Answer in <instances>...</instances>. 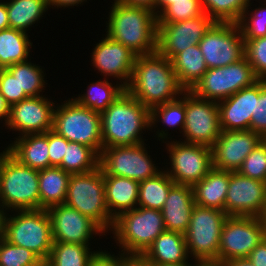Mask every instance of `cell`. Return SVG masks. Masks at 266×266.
<instances>
[{
	"mask_svg": "<svg viewBox=\"0 0 266 266\" xmlns=\"http://www.w3.org/2000/svg\"><path fill=\"white\" fill-rule=\"evenodd\" d=\"M126 91L149 110L180 97L179 84L171 61L158 52L137 56Z\"/></svg>",
	"mask_w": 266,
	"mask_h": 266,
	"instance_id": "cell-1",
	"label": "cell"
},
{
	"mask_svg": "<svg viewBox=\"0 0 266 266\" xmlns=\"http://www.w3.org/2000/svg\"><path fill=\"white\" fill-rule=\"evenodd\" d=\"M113 1L106 18V35L137 56L156 53L158 25L154 11Z\"/></svg>",
	"mask_w": 266,
	"mask_h": 266,
	"instance_id": "cell-2",
	"label": "cell"
},
{
	"mask_svg": "<svg viewBox=\"0 0 266 266\" xmlns=\"http://www.w3.org/2000/svg\"><path fill=\"white\" fill-rule=\"evenodd\" d=\"M100 117L103 148L143 143L150 131V110L126 90Z\"/></svg>",
	"mask_w": 266,
	"mask_h": 266,
	"instance_id": "cell-3",
	"label": "cell"
},
{
	"mask_svg": "<svg viewBox=\"0 0 266 266\" xmlns=\"http://www.w3.org/2000/svg\"><path fill=\"white\" fill-rule=\"evenodd\" d=\"M164 231L166 229L160 210L137 206L120 213L114 219L110 233L119 252L140 257Z\"/></svg>",
	"mask_w": 266,
	"mask_h": 266,
	"instance_id": "cell-4",
	"label": "cell"
},
{
	"mask_svg": "<svg viewBox=\"0 0 266 266\" xmlns=\"http://www.w3.org/2000/svg\"><path fill=\"white\" fill-rule=\"evenodd\" d=\"M39 170L22 165L6 149L0 152V203L7 212L40 209Z\"/></svg>",
	"mask_w": 266,
	"mask_h": 266,
	"instance_id": "cell-5",
	"label": "cell"
},
{
	"mask_svg": "<svg viewBox=\"0 0 266 266\" xmlns=\"http://www.w3.org/2000/svg\"><path fill=\"white\" fill-rule=\"evenodd\" d=\"M10 212L11 215L7 212L5 217L4 239L31 250L42 261H47L53 245L51 220L47 209Z\"/></svg>",
	"mask_w": 266,
	"mask_h": 266,
	"instance_id": "cell-6",
	"label": "cell"
},
{
	"mask_svg": "<svg viewBox=\"0 0 266 266\" xmlns=\"http://www.w3.org/2000/svg\"><path fill=\"white\" fill-rule=\"evenodd\" d=\"M65 204L93 220L105 233L110 232L114 218L106 204L103 170L72 174Z\"/></svg>",
	"mask_w": 266,
	"mask_h": 266,
	"instance_id": "cell-7",
	"label": "cell"
},
{
	"mask_svg": "<svg viewBox=\"0 0 266 266\" xmlns=\"http://www.w3.org/2000/svg\"><path fill=\"white\" fill-rule=\"evenodd\" d=\"M52 130L69 142L92 148L99 156L102 152L100 113L78 104L73 98L56 104Z\"/></svg>",
	"mask_w": 266,
	"mask_h": 266,
	"instance_id": "cell-8",
	"label": "cell"
},
{
	"mask_svg": "<svg viewBox=\"0 0 266 266\" xmlns=\"http://www.w3.org/2000/svg\"><path fill=\"white\" fill-rule=\"evenodd\" d=\"M228 215L221 210L196 205L185 233L190 258L200 263H219L220 237Z\"/></svg>",
	"mask_w": 266,
	"mask_h": 266,
	"instance_id": "cell-9",
	"label": "cell"
},
{
	"mask_svg": "<svg viewBox=\"0 0 266 266\" xmlns=\"http://www.w3.org/2000/svg\"><path fill=\"white\" fill-rule=\"evenodd\" d=\"M174 140L164 142L170 167L162 168L175 184L193 186L213 168L212 147Z\"/></svg>",
	"mask_w": 266,
	"mask_h": 266,
	"instance_id": "cell-10",
	"label": "cell"
},
{
	"mask_svg": "<svg viewBox=\"0 0 266 266\" xmlns=\"http://www.w3.org/2000/svg\"><path fill=\"white\" fill-rule=\"evenodd\" d=\"M258 80L244 56L228 66L207 69L190 91L200 98L218 103Z\"/></svg>",
	"mask_w": 266,
	"mask_h": 266,
	"instance_id": "cell-11",
	"label": "cell"
},
{
	"mask_svg": "<svg viewBox=\"0 0 266 266\" xmlns=\"http://www.w3.org/2000/svg\"><path fill=\"white\" fill-rule=\"evenodd\" d=\"M146 146L143 142L132 146L103 148L99 159L103 175L127 177L138 182L154 177L162 168L152 160Z\"/></svg>",
	"mask_w": 266,
	"mask_h": 266,
	"instance_id": "cell-12",
	"label": "cell"
},
{
	"mask_svg": "<svg viewBox=\"0 0 266 266\" xmlns=\"http://www.w3.org/2000/svg\"><path fill=\"white\" fill-rule=\"evenodd\" d=\"M198 45L208 69L228 66L245 56V40L238 23L215 22Z\"/></svg>",
	"mask_w": 266,
	"mask_h": 266,
	"instance_id": "cell-13",
	"label": "cell"
},
{
	"mask_svg": "<svg viewBox=\"0 0 266 266\" xmlns=\"http://www.w3.org/2000/svg\"><path fill=\"white\" fill-rule=\"evenodd\" d=\"M185 125L183 142L212 147L220 136L218 103L198 97L185 90Z\"/></svg>",
	"mask_w": 266,
	"mask_h": 266,
	"instance_id": "cell-14",
	"label": "cell"
},
{
	"mask_svg": "<svg viewBox=\"0 0 266 266\" xmlns=\"http://www.w3.org/2000/svg\"><path fill=\"white\" fill-rule=\"evenodd\" d=\"M265 239L259 217L228 216L224 222L219 246V264L247 258Z\"/></svg>",
	"mask_w": 266,
	"mask_h": 266,
	"instance_id": "cell-15",
	"label": "cell"
},
{
	"mask_svg": "<svg viewBox=\"0 0 266 266\" xmlns=\"http://www.w3.org/2000/svg\"><path fill=\"white\" fill-rule=\"evenodd\" d=\"M214 23L206 13L175 23H157V52L171 61L186 48L199 44Z\"/></svg>",
	"mask_w": 266,
	"mask_h": 266,
	"instance_id": "cell-16",
	"label": "cell"
},
{
	"mask_svg": "<svg viewBox=\"0 0 266 266\" xmlns=\"http://www.w3.org/2000/svg\"><path fill=\"white\" fill-rule=\"evenodd\" d=\"M46 96L28 97L10 106V115L5 128L18 131L15 138L45 133L52 129L57 102Z\"/></svg>",
	"mask_w": 266,
	"mask_h": 266,
	"instance_id": "cell-17",
	"label": "cell"
},
{
	"mask_svg": "<svg viewBox=\"0 0 266 266\" xmlns=\"http://www.w3.org/2000/svg\"><path fill=\"white\" fill-rule=\"evenodd\" d=\"M47 211L53 242L92 245L91 239L97 235L99 238L107 235L93 220L65 203L50 207Z\"/></svg>",
	"mask_w": 266,
	"mask_h": 266,
	"instance_id": "cell-18",
	"label": "cell"
},
{
	"mask_svg": "<svg viewBox=\"0 0 266 266\" xmlns=\"http://www.w3.org/2000/svg\"><path fill=\"white\" fill-rule=\"evenodd\" d=\"M266 206V183L229 171L225 200L228 216L260 217Z\"/></svg>",
	"mask_w": 266,
	"mask_h": 266,
	"instance_id": "cell-19",
	"label": "cell"
},
{
	"mask_svg": "<svg viewBox=\"0 0 266 266\" xmlns=\"http://www.w3.org/2000/svg\"><path fill=\"white\" fill-rule=\"evenodd\" d=\"M95 44L91 56V66L98 70L103 78H114L125 88L129 85L137 55L120 42L105 34ZM105 76V77H104Z\"/></svg>",
	"mask_w": 266,
	"mask_h": 266,
	"instance_id": "cell-20",
	"label": "cell"
},
{
	"mask_svg": "<svg viewBox=\"0 0 266 266\" xmlns=\"http://www.w3.org/2000/svg\"><path fill=\"white\" fill-rule=\"evenodd\" d=\"M262 137L251 130L223 131L212 146L213 167L230 172L240 169L243 161Z\"/></svg>",
	"mask_w": 266,
	"mask_h": 266,
	"instance_id": "cell-21",
	"label": "cell"
},
{
	"mask_svg": "<svg viewBox=\"0 0 266 266\" xmlns=\"http://www.w3.org/2000/svg\"><path fill=\"white\" fill-rule=\"evenodd\" d=\"M259 95L260 80L218 102L221 130H250L251 118L255 113V98Z\"/></svg>",
	"mask_w": 266,
	"mask_h": 266,
	"instance_id": "cell-22",
	"label": "cell"
},
{
	"mask_svg": "<svg viewBox=\"0 0 266 266\" xmlns=\"http://www.w3.org/2000/svg\"><path fill=\"white\" fill-rule=\"evenodd\" d=\"M195 206L192 186L174 184L161 210L166 231L185 234Z\"/></svg>",
	"mask_w": 266,
	"mask_h": 266,
	"instance_id": "cell-23",
	"label": "cell"
},
{
	"mask_svg": "<svg viewBox=\"0 0 266 266\" xmlns=\"http://www.w3.org/2000/svg\"><path fill=\"white\" fill-rule=\"evenodd\" d=\"M13 139L5 149L22 165L36 170L50 167L48 131Z\"/></svg>",
	"mask_w": 266,
	"mask_h": 266,
	"instance_id": "cell-24",
	"label": "cell"
},
{
	"mask_svg": "<svg viewBox=\"0 0 266 266\" xmlns=\"http://www.w3.org/2000/svg\"><path fill=\"white\" fill-rule=\"evenodd\" d=\"M147 264H179L190 259L185 234L164 231L140 256Z\"/></svg>",
	"mask_w": 266,
	"mask_h": 266,
	"instance_id": "cell-25",
	"label": "cell"
},
{
	"mask_svg": "<svg viewBox=\"0 0 266 266\" xmlns=\"http://www.w3.org/2000/svg\"><path fill=\"white\" fill-rule=\"evenodd\" d=\"M229 187V171L212 168L199 182L192 186L196 205L225 212V200Z\"/></svg>",
	"mask_w": 266,
	"mask_h": 266,
	"instance_id": "cell-26",
	"label": "cell"
},
{
	"mask_svg": "<svg viewBox=\"0 0 266 266\" xmlns=\"http://www.w3.org/2000/svg\"><path fill=\"white\" fill-rule=\"evenodd\" d=\"M106 204L115 219L120 213L137 207L139 182L127 177L104 175Z\"/></svg>",
	"mask_w": 266,
	"mask_h": 266,
	"instance_id": "cell-27",
	"label": "cell"
},
{
	"mask_svg": "<svg viewBox=\"0 0 266 266\" xmlns=\"http://www.w3.org/2000/svg\"><path fill=\"white\" fill-rule=\"evenodd\" d=\"M185 116L186 111L184 91L183 94L177 99L155 106L150 110V131H152V129L157 130L154 133L156 134L154 137L158 138L157 140L161 141V143L167 142L169 139L172 140V136H169V129H165L163 127L160 130L157 128V123L159 124L161 122V124L163 123L162 126H168L171 129L179 128L178 130L182 134L185 125Z\"/></svg>",
	"mask_w": 266,
	"mask_h": 266,
	"instance_id": "cell-28",
	"label": "cell"
},
{
	"mask_svg": "<svg viewBox=\"0 0 266 266\" xmlns=\"http://www.w3.org/2000/svg\"><path fill=\"white\" fill-rule=\"evenodd\" d=\"M70 176L60 167L39 170L40 209L65 203Z\"/></svg>",
	"mask_w": 266,
	"mask_h": 266,
	"instance_id": "cell-29",
	"label": "cell"
},
{
	"mask_svg": "<svg viewBox=\"0 0 266 266\" xmlns=\"http://www.w3.org/2000/svg\"><path fill=\"white\" fill-rule=\"evenodd\" d=\"M171 63L179 84L185 90H191L208 69L198 44L178 53Z\"/></svg>",
	"mask_w": 266,
	"mask_h": 266,
	"instance_id": "cell-30",
	"label": "cell"
},
{
	"mask_svg": "<svg viewBox=\"0 0 266 266\" xmlns=\"http://www.w3.org/2000/svg\"><path fill=\"white\" fill-rule=\"evenodd\" d=\"M6 8L9 27L26 33L51 9L48 0H7Z\"/></svg>",
	"mask_w": 266,
	"mask_h": 266,
	"instance_id": "cell-31",
	"label": "cell"
},
{
	"mask_svg": "<svg viewBox=\"0 0 266 266\" xmlns=\"http://www.w3.org/2000/svg\"><path fill=\"white\" fill-rule=\"evenodd\" d=\"M26 32L8 28L0 31V69L29 59L33 42Z\"/></svg>",
	"mask_w": 266,
	"mask_h": 266,
	"instance_id": "cell-32",
	"label": "cell"
},
{
	"mask_svg": "<svg viewBox=\"0 0 266 266\" xmlns=\"http://www.w3.org/2000/svg\"><path fill=\"white\" fill-rule=\"evenodd\" d=\"M115 82L116 84L111 83L110 79L107 78L102 81L100 78L98 81H93L87 85V90L82 95L78 94L77 97L72 96V98L78 104L101 113L126 90L120 82Z\"/></svg>",
	"mask_w": 266,
	"mask_h": 266,
	"instance_id": "cell-33",
	"label": "cell"
},
{
	"mask_svg": "<svg viewBox=\"0 0 266 266\" xmlns=\"http://www.w3.org/2000/svg\"><path fill=\"white\" fill-rule=\"evenodd\" d=\"M6 69L17 79L19 94L36 97L42 96L43 92H45L44 90H46L45 88L48 84L44 78L46 77L45 69L39 64L32 63L31 57L26 61L15 63Z\"/></svg>",
	"mask_w": 266,
	"mask_h": 266,
	"instance_id": "cell-34",
	"label": "cell"
},
{
	"mask_svg": "<svg viewBox=\"0 0 266 266\" xmlns=\"http://www.w3.org/2000/svg\"><path fill=\"white\" fill-rule=\"evenodd\" d=\"M174 184L164 169L154 177L139 182L137 206L161 211Z\"/></svg>",
	"mask_w": 266,
	"mask_h": 266,
	"instance_id": "cell-35",
	"label": "cell"
},
{
	"mask_svg": "<svg viewBox=\"0 0 266 266\" xmlns=\"http://www.w3.org/2000/svg\"><path fill=\"white\" fill-rule=\"evenodd\" d=\"M92 250L91 245L53 242L47 261L51 266H89L92 258L98 252V250Z\"/></svg>",
	"mask_w": 266,
	"mask_h": 266,
	"instance_id": "cell-36",
	"label": "cell"
},
{
	"mask_svg": "<svg viewBox=\"0 0 266 266\" xmlns=\"http://www.w3.org/2000/svg\"><path fill=\"white\" fill-rule=\"evenodd\" d=\"M100 156L90 147L69 142L59 166L69 174L88 173L99 167Z\"/></svg>",
	"mask_w": 266,
	"mask_h": 266,
	"instance_id": "cell-37",
	"label": "cell"
},
{
	"mask_svg": "<svg viewBox=\"0 0 266 266\" xmlns=\"http://www.w3.org/2000/svg\"><path fill=\"white\" fill-rule=\"evenodd\" d=\"M252 0H201L202 8L215 22L238 23Z\"/></svg>",
	"mask_w": 266,
	"mask_h": 266,
	"instance_id": "cell-38",
	"label": "cell"
},
{
	"mask_svg": "<svg viewBox=\"0 0 266 266\" xmlns=\"http://www.w3.org/2000/svg\"><path fill=\"white\" fill-rule=\"evenodd\" d=\"M263 2L265 3L262 4V1L260 3L262 7H256L255 5L253 9L251 6L254 5H252L250 1L247 9L238 22L244 39H255L266 36V0H263Z\"/></svg>",
	"mask_w": 266,
	"mask_h": 266,
	"instance_id": "cell-39",
	"label": "cell"
},
{
	"mask_svg": "<svg viewBox=\"0 0 266 266\" xmlns=\"http://www.w3.org/2000/svg\"><path fill=\"white\" fill-rule=\"evenodd\" d=\"M201 0H173L158 16L157 23H175L201 16Z\"/></svg>",
	"mask_w": 266,
	"mask_h": 266,
	"instance_id": "cell-40",
	"label": "cell"
},
{
	"mask_svg": "<svg viewBox=\"0 0 266 266\" xmlns=\"http://www.w3.org/2000/svg\"><path fill=\"white\" fill-rule=\"evenodd\" d=\"M41 261L31 250L5 239L0 244V266H37Z\"/></svg>",
	"mask_w": 266,
	"mask_h": 266,
	"instance_id": "cell-41",
	"label": "cell"
},
{
	"mask_svg": "<svg viewBox=\"0 0 266 266\" xmlns=\"http://www.w3.org/2000/svg\"><path fill=\"white\" fill-rule=\"evenodd\" d=\"M244 55L259 80H266V36L244 39Z\"/></svg>",
	"mask_w": 266,
	"mask_h": 266,
	"instance_id": "cell-42",
	"label": "cell"
},
{
	"mask_svg": "<svg viewBox=\"0 0 266 266\" xmlns=\"http://www.w3.org/2000/svg\"><path fill=\"white\" fill-rule=\"evenodd\" d=\"M238 172L266 183V144L263 141L247 155Z\"/></svg>",
	"mask_w": 266,
	"mask_h": 266,
	"instance_id": "cell-43",
	"label": "cell"
},
{
	"mask_svg": "<svg viewBox=\"0 0 266 266\" xmlns=\"http://www.w3.org/2000/svg\"><path fill=\"white\" fill-rule=\"evenodd\" d=\"M250 130L261 137L266 135V80H260V95L255 98V113L251 118Z\"/></svg>",
	"mask_w": 266,
	"mask_h": 266,
	"instance_id": "cell-44",
	"label": "cell"
},
{
	"mask_svg": "<svg viewBox=\"0 0 266 266\" xmlns=\"http://www.w3.org/2000/svg\"><path fill=\"white\" fill-rule=\"evenodd\" d=\"M0 93L10 106L28 98L26 94H19L17 79L7 69H0Z\"/></svg>",
	"mask_w": 266,
	"mask_h": 266,
	"instance_id": "cell-45",
	"label": "cell"
},
{
	"mask_svg": "<svg viewBox=\"0 0 266 266\" xmlns=\"http://www.w3.org/2000/svg\"><path fill=\"white\" fill-rule=\"evenodd\" d=\"M68 146V140L54 130L48 131L50 167H59Z\"/></svg>",
	"mask_w": 266,
	"mask_h": 266,
	"instance_id": "cell-46",
	"label": "cell"
},
{
	"mask_svg": "<svg viewBox=\"0 0 266 266\" xmlns=\"http://www.w3.org/2000/svg\"><path fill=\"white\" fill-rule=\"evenodd\" d=\"M112 254L106 250H100L94 255L89 266H126L133 256L126 255L122 252Z\"/></svg>",
	"mask_w": 266,
	"mask_h": 266,
	"instance_id": "cell-47",
	"label": "cell"
},
{
	"mask_svg": "<svg viewBox=\"0 0 266 266\" xmlns=\"http://www.w3.org/2000/svg\"><path fill=\"white\" fill-rule=\"evenodd\" d=\"M254 266H266V238L247 257Z\"/></svg>",
	"mask_w": 266,
	"mask_h": 266,
	"instance_id": "cell-48",
	"label": "cell"
},
{
	"mask_svg": "<svg viewBox=\"0 0 266 266\" xmlns=\"http://www.w3.org/2000/svg\"><path fill=\"white\" fill-rule=\"evenodd\" d=\"M49 2V7H51L52 9H61L63 7V9L65 8H72L74 6H81L83 5L85 2H87V0H48ZM54 6V7H53Z\"/></svg>",
	"mask_w": 266,
	"mask_h": 266,
	"instance_id": "cell-49",
	"label": "cell"
},
{
	"mask_svg": "<svg viewBox=\"0 0 266 266\" xmlns=\"http://www.w3.org/2000/svg\"><path fill=\"white\" fill-rule=\"evenodd\" d=\"M125 5L147 8L155 13L156 0H117Z\"/></svg>",
	"mask_w": 266,
	"mask_h": 266,
	"instance_id": "cell-50",
	"label": "cell"
},
{
	"mask_svg": "<svg viewBox=\"0 0 266 266\" xmlns=\"http://www.w3.org/2000/svg\"><path fill=\"white\" fill-rule=\"evenodd\" d=\"M10 115V105L6 99L0 93V122L3 123V127L6 126ZM4 121V122H3Z\"/></svg>",
	"mask_w": 266,
	"mask_h": 266,
	"instance_id": "cell-51",
	"label": "cell"
},
{
	"mask_svg": "<svg viewBox=\"0 0 266 266\" xmlns=\"http://www.w3.org/2000/svg\"><path fill=\"white\" fill-rule=\"evenodd\" d=\"M1 1V0H0ZM9 21H8V12L6 8V1L0 2V31L4 29H8Z\"/></svg>",
	"mask_w": 266,
	"mask_h": 266,
	"instance_id": "cell-52",
	"label": "cell"
},
{
	"mask_svg": "<svg viewBox=\"0 0 266 266\" xmlns=\"http://www.w3.org/2000/svg\"><path fill=\"white\" fill-rule=\"evenodd\" d=\"M223 266H254L248 258H237L222 263Z\"/></svg>",
	"mask_w": 266,
	"mask_h": 266,
	"instance_id": "cell-53",
	"label": "cell"
},
{
	"mask_svg": "<svg viewBox=\"0 0 266 266\" xmlns=\"http://www.w3.org/2000/svg\"><path fill=\"white\" fill-rule=\"evenodd\" d=\"M173 0H156L155 3V16L157 17L166 7L171 5Z\"/></svg>",
	"mask_w": 266,
	"mask_h": 266,
	"instance_id": "cell-54",
	"label": "cell"
},
{
	"mask_svg": "<svg viewBox=\"0 0 266 266\" xmlns=\"http://www.w3.org/2000/svg\"><path fill=\"white\" fill-rule=\"evenodd\" d=\"M189 261L190 260H188L187 262H184V263H179V264L168 263V264H149V265L150 266H199L200 262L193 260V262H192L193 264H192Z\"/></svg>",
	"mask_w": 266,
	"mask_h": 266,
	"instance_id": "cell-55",
	"label": "cell"
},
{
	"mask_svg": "<svg viewBox=\"0 0 266 266\" xmlns=\"http://www.w3.org/2000/svg\"><path fill=\"white\" fill-rule=\"evenodd\" d=\"M126 266H150L145 261H143L140 257H133Z\"/></svg>",
	"mask_w": 266,
	"mask_h": 266,
	"instance_id": "cell-56",
	"label": "cell"
},
{
	"mask_svg": "<svg viewBox=\"0 0 266 266\" xmlns=\"http://www.w3.org/2000/svg\"><path fill=\"white\" fill-rule=\"evenodd\" d=\"M6 213L7 211L0 203V233L4 232V222H5Z\"/></svg>",
	"mask_w": 266,
	"mask_h": 266,
	"instance_id": "cell-57",
	"label": "cell"
},
{
	"mask_svg": "<svg viewBox=\"0 0 266 266\" xmlns=\"http://www.w3.org/2000/svg\"><path fill=\"white\" fill-rule=\"evenodd\" d=\"M259 218L261 220L263 231H264V236L266 238V206L263 208V211Z\"/></svg>",
	"mask_w": 266,
	"mask_h": 266,
	"instance_id": "cell-58",
	"label": "cell"
},
{
	"mask_svg": "<svg viewBox=\"0 0 266 266\" xmlns=\"http://www.w3.org/2000/svg\"><path fill=\"white\" fill-rule=\"evenodd\" d=\"M199 266H223V265L215 262H209V263H199Z\"/></svg>",
	"mask_w": 266,
	"mask_h": 266,
	"instance_id": "cell-59",
	"label": "cell"
},
{
	"mask_svg": "<svg viewBox=\"0 0 266 266\" xmlns=\"http://www.w3.org/2000/svg\"><path fill=\"white\" fill-rule=\"evenodd\" d=\"M37 266H51L48 261H41Z\"/></svg>",
	"mask_w": 266,
	"mask_h": 266,
	"instance_id": "cell-60",
	"label": "cell"
},
{
	"mask_svg": "<svg viewBox=\"0 0 266 266\" xmlns=\"http://www.w3.org/2000/svg\"><path fill=\"white\" fill-rule=\"evenodd\" d=\"M3 239H4V235H3V233H0V244H1V242L3 241Z\"/></svg>",
	"mask_w": 266,
	"mask_h": 266,
	"instance_id": "cell-61",
	"label": "cell"
},
{
	"mask_svg": "<svg viewBox=\"0 0 266 266\" xmlns=\"http://www.w3.org/2000/svg\"><path fill=\"white\" fill-rule=\"evenodd\" d=\"M262 141L266 144V135L262 137Z\"/></svg>",
	"mask_w": 266,
	"mask_h": 266,
	"instance_id": "cell-62",
	"label": "cell"
}]
</instances>
